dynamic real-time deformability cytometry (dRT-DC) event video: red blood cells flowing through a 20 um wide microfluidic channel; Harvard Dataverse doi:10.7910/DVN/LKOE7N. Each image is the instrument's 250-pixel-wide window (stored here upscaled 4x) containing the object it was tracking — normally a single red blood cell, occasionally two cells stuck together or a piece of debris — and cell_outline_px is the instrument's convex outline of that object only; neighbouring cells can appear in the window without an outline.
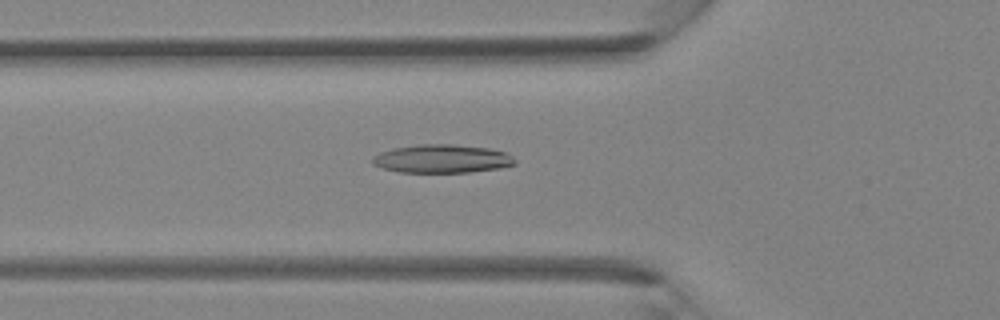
{"species": "Egyptian fruit bat (a non-hibernating species)", "species_latin": "Rousettus aegyptiacus", "temperature_condition": "room temperature", "stored_images_in_passage": 40, "camera_frame_rate_fps": 3000, "um_per_image_px": 0.085, "animal": {"sex": "female"}, "frame": {"image": 1, "passage_image": 14, "time_ms": 4.333, "image_size_px": [1000, 320], "cell_outline_px": [[516, 164], [496, 168], [468, 172], [400, 172], [380, 168], [372, 164], [372, 156], [380, 152], [392, 148], [420, 144], [448, 144], [488, 148], [504, 152], [512, 156], [516, 160]], "centroid_in_image_um": [37.51, 13.49], "position_along_channel_um": 88.3, "area_um2": 23.47}}
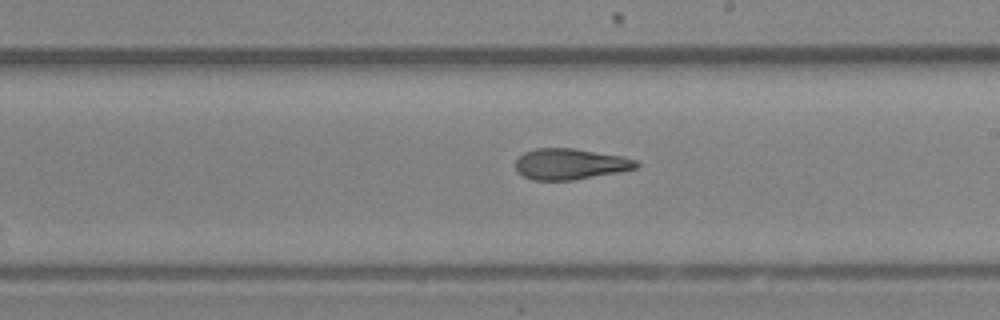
{"frame": {"image": 2, "passage_image": 23, "time_ms": 7.333, "image_size_px": [1000, 320], "cell_outline_px": [[640, 164], [636, 168], [620, 172], [576, 180], [532, 180], [516, 172], [516, 160], [524, 152], [536, 148], [572, 148], [624, 156], [640, 160]], "centroid_in_image_um": [48.51, 13.94], "position_along_channel_um": 240.5, "area_um2": 22.08}}
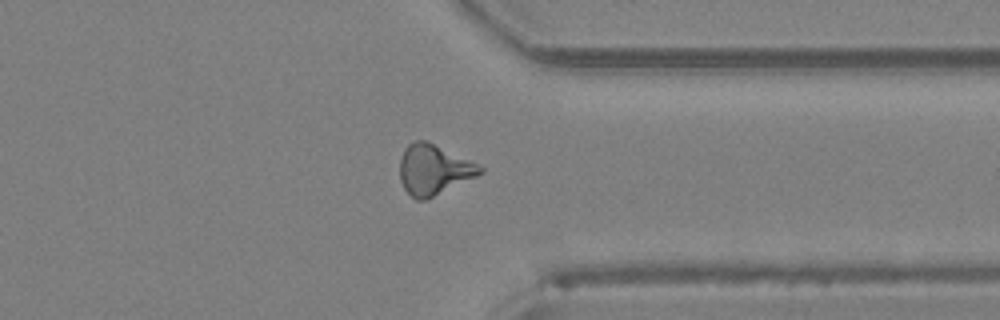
{"frame": {"image": 3, "passage_image": 31, "time_ms": 10.0, "image_size_px": [1000, 320], "cell_outline_px": [[484, 172], [476, 176], [424, 200], [416, 200], [404, 188], [400, 180], [400, 160], [404, 148], [408, 144], [416, 140], [428, 140], [480, 164], [484, 168]], "centroid_in_image_um": [36.87, 14.38], "position_along_channel_um": 374.5, "area_um2": 23.47}}